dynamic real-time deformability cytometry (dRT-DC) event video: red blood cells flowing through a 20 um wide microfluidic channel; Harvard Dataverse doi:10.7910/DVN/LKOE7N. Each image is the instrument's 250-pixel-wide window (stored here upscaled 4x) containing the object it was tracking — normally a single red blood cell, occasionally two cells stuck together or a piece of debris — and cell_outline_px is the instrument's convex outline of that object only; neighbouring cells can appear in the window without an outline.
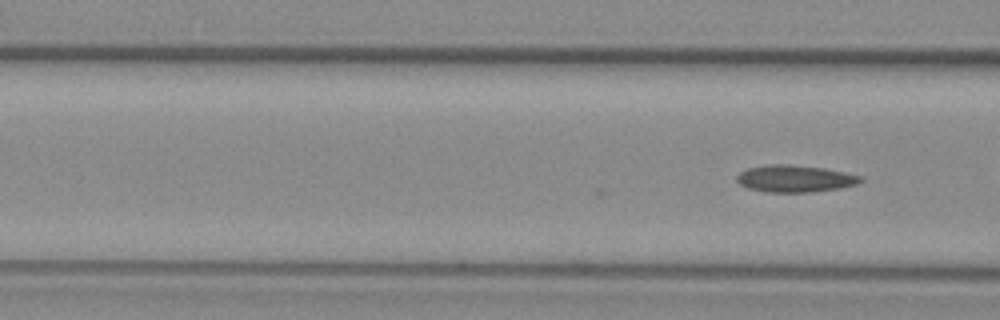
{"species": "common noctule bat (a hibernating species)", "species_latin": "Nyctalus noctula", "temperature_condition": "warm", "stored_images_in_passage": 5, "camera_frame_rate_fps": 3000, "um_per_image_px": 0.085, "animal": {"sex": "female", "body_mass_g": 29.2, "forearm_length_mm": 56.3}, "frame": {"image": 1, "passage_image": 5, "time_ms": 1.333, "image_size_px": [1000, 320], "cell_outline_px": [[864, 180], [856, 184], [840, 188], [812, 192], [764, 192], [748, 188], [740, 184], [736, 180], [736, 176], [740, 172], [748, 168], [768, 164], [784, 164], [824, 168], [864, 176]], "centroid_in_image_um": [67.57, 15.18], "position_along_channel_um": 99.0, "area_um2": 19.54}}